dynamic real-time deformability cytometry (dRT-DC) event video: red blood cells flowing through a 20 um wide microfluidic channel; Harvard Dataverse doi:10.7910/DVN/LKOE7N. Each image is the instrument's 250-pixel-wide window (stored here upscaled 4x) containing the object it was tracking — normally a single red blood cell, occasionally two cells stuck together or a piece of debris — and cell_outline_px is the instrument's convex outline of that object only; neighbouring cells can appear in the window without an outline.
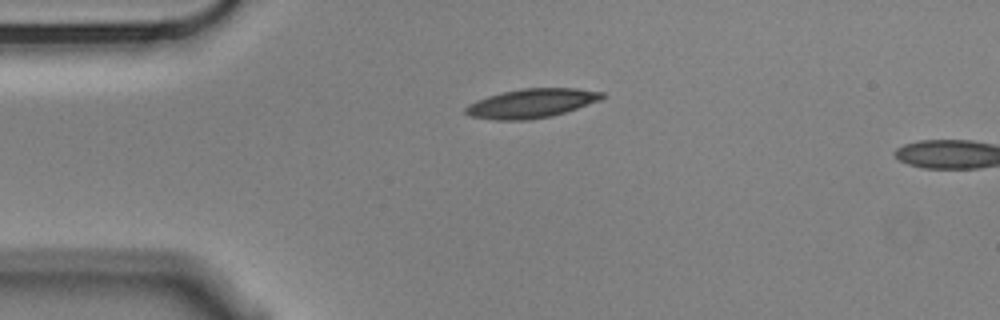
{"species": "Egyptian fruit bat (a non-hibernating species)", "species_latin": "Rousettus aegyptiacus", "temperature_condition": "cold", "stored_images_in_passage": 3, "camera_frame_rate_fps": 3000, "um_per_image_px": 0.085, "animal": {"sex": "male"}, "frame": {"image": 1, "passage_image": 1, "time_ms": 0.0, "image_size_px": [1000, 320], "cell_outline_px": [[608, 96], [600, 100], [552, 116], [528, 120], [496, 120], [468, 116], [464, 112], [464, 108], [468, 104], [476, 100], [488, 96], [520, 88], [576, 88], [604, 92]], "centroid_in_image_um": [45.17, 8.78], "position_along_channel_um": 39.8, "area_um2": 23.24}}